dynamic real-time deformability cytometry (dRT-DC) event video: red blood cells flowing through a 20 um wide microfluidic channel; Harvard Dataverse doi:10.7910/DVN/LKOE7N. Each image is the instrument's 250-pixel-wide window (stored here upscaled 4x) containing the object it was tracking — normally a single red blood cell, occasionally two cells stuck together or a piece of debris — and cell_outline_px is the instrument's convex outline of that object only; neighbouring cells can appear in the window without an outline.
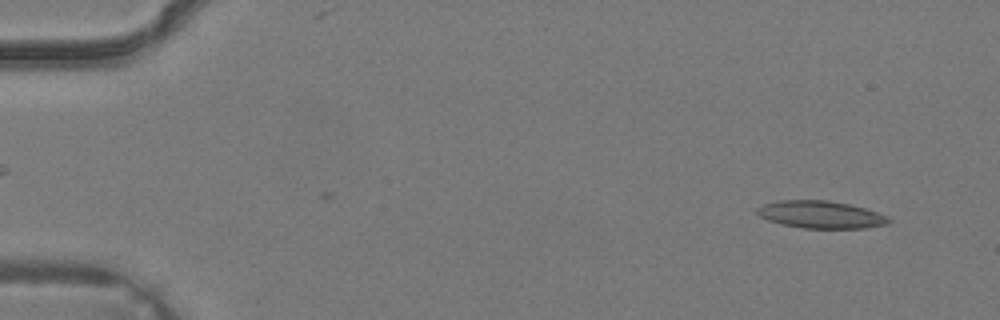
{"species": "common noctule bat (a hibernating species)", "species_latin": "Nyctalus noctula", "temperature_condition": "warm", "stored_images_in_passage": 10, "camera_frame_rate_fps": 3000, "um_per_image_px": 0.085, "animal": {"sex": "male", "body_mass_g": 19.2, "forearm_length_mm": 51.8}, "frame": {"image": 1, "passage_image": 2, "time_ms": 0.333, "image_size_px": [1000, 320], "cell_outline_px": [[892, 220], [888, 224], [868, 228], [804, 228], [784, 224], [768, 220], [760, 216], [756, 212], [756, 208], [764, 204], [780, 200], [828, 200], [848, 204], [864, 208], [888, 216]], "centroid_in_image_um": [69.79, 18.24], "position_along_channel_um": 15.2, "area_um2": 20.92}}